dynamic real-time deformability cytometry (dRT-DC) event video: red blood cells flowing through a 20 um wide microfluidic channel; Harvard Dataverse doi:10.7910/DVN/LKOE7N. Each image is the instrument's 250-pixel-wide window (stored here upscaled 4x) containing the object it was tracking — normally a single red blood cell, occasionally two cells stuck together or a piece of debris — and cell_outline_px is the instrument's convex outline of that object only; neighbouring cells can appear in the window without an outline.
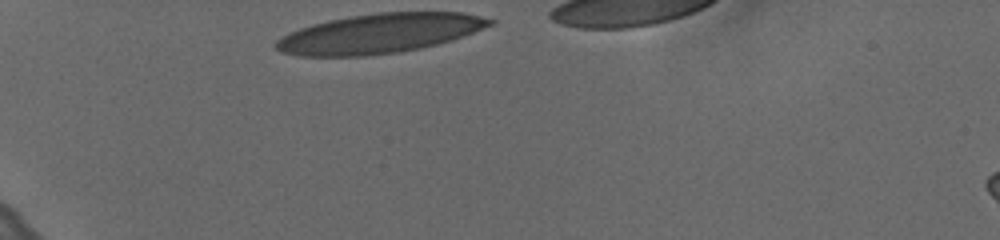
{"species": "human", "species_latin": "Homo sapiens", "temperature_condition": "cold", "stored_images_in_passage": 20, "camera_frame_rate_fps": 3000, "um_per_image_px": 0.085, "donor": {"sex": "female"}, "frame": {"image": 1, "passage_image": 1, "time_ms": 0.0, "image_size_px": [1000, 240], "cell_outline_px": [[496, 24], [452, 40], [420, 48], [396, 52], [364, 56], [300, 56], [280, 52], [272, 44], [276, 40], [288, 32], [312, 24], [328, 20], [352, 16], [380, 12], [460, 12], [496, 20]], "centroid_in_image_um": [32.24, 2.84], "position_along_channel_um": 52.8, "area_um2": 49.19}}
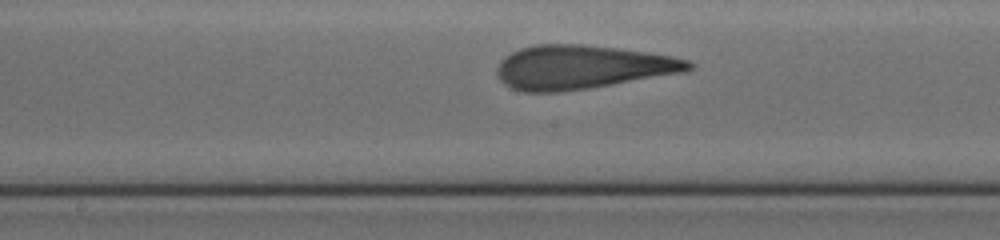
{"frame": {"image": 2, "passage_image": 12, "time_ms": 3.667, "image_size_px": [1000, 240], "cell_outline_px": [[696, 64], [692, 68], [684, 72], [588, 88], [560, 92], [524, 92], [512, 88], [504, 84], [500, 80], [496, 68], [500, 60], [504, 56], [520, 48], [536, 44], [580, 44], [616, 48], [672, 56], [688, 60]], "centroid_in_image_um": [49.43, 5.7], "position_along_channel_um": 198.8, "area_um2": 48.73}}
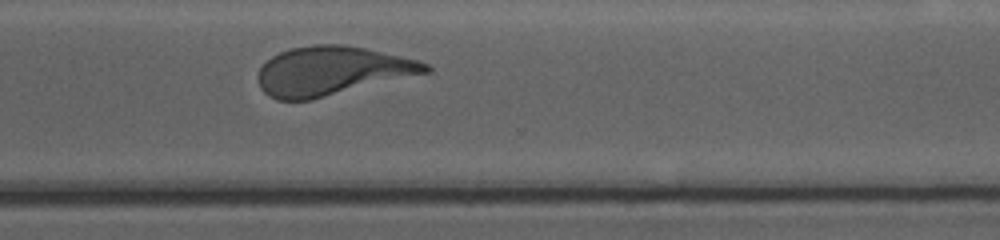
{"frame": {"image": 3, "passage_image": 20, "time_ms": 6.333, "image_size_px": [1000, 240], "cell_outline_px": [[432, 68], [428, 72], [312, 100], [276, 100], [268, 96], [260, 88], [256, 76], [260, 68], [272, 56], [280, 52], [292, 48], [312, 44], [344, 44], [364, 48], [400, 56], [416, 60], [428, 64]], "centroid_in_image_um": [28.15, 6.03], "position_along_channel_um": 342.5, "area_um2": 47.57}}